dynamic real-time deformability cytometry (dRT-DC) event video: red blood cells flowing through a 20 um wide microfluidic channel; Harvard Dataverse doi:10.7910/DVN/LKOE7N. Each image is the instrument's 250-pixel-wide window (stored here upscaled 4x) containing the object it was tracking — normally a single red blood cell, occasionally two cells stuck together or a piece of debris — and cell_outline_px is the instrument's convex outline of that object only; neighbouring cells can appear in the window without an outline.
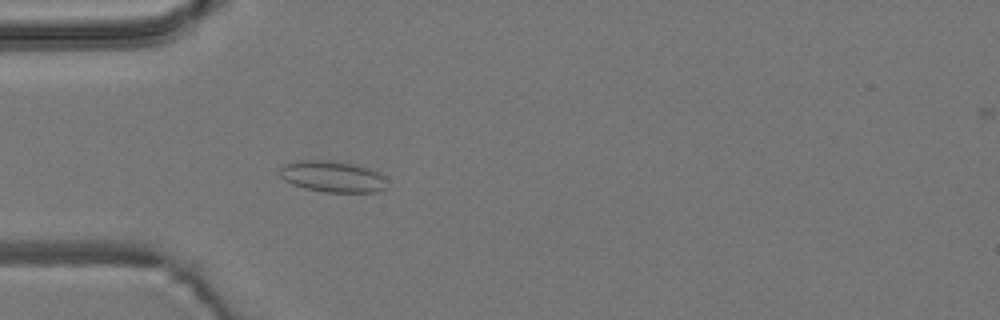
{"species": "common noctule bat (a hibernating species)", "species_latin": "Nyctalus noctula", "temperature_condition": "room temperature", "stored_images_in_passage": 19, "camera_frame_rate_fps": 3000, "um_per_image_px": 0.085, "animal": {"sex": "male", "body_mass_g": 19.2, "forearm_length_mm": 51.8}, "frame": {"image": 1, "passage_image": 8, "time_ms": 2.333, "image_size_px": [1000, 320], "cell_outline_px": [[384, 188], [376, 192], [324, 192], [304, 188], [292, 184], [284, 180], [280, 176], [280, 168], [284, 164], [296, 160], [332, 160], [356, 164], [372, 168], [384, 176]], "centroid_in_image_um": [28.24, 14.99], "position_along_channel_um": 56.8, "area_um2": 19.71}}
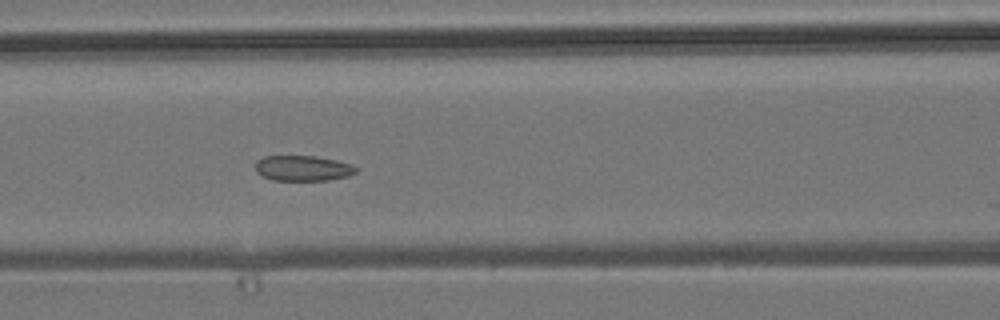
{"frame": {"image": 2, "passage_image": 15, "time_ms": 4.667, "image_size_px": [1000, 320], "cell_outline_px": [[356, 172], [348, 176], [328, 180], [272, 180], [256, 172], [256, 160], [264, 156], [316, 156], [336, 160], [352, 164], [356, 168]], "centroid_in_image_um": [25.74, 14.29], "position_along_channel_um": 140.9, "area_um2": 14.85}}
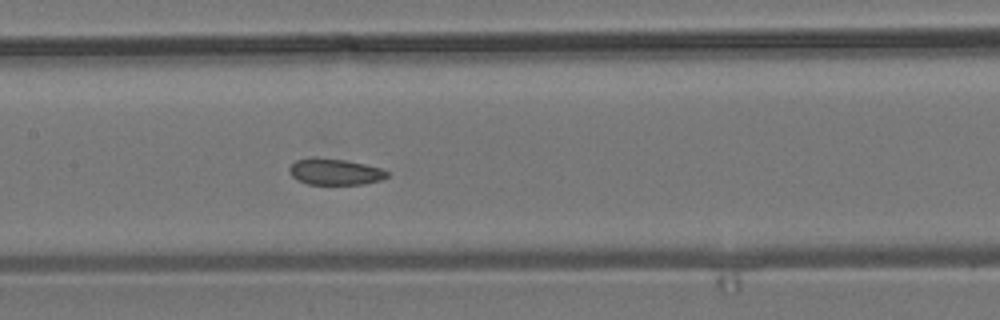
{"frame": {"image": 3, "passage_image": 18, "time_ms": 5.667, "image_size_px": [1000, 320], "cell_outline_px": [[388, 176], [380, 180], [364, 184], [308, 184], [296, 180], [288, 172], [288, 168], [296, 160], [344, 160], [364, 164], [380, 168], [388, 172]], "centroid_in_image_um": [28.48, 14.65], "position_along_channel_um": 178.9, "area_um2": 14.33}}